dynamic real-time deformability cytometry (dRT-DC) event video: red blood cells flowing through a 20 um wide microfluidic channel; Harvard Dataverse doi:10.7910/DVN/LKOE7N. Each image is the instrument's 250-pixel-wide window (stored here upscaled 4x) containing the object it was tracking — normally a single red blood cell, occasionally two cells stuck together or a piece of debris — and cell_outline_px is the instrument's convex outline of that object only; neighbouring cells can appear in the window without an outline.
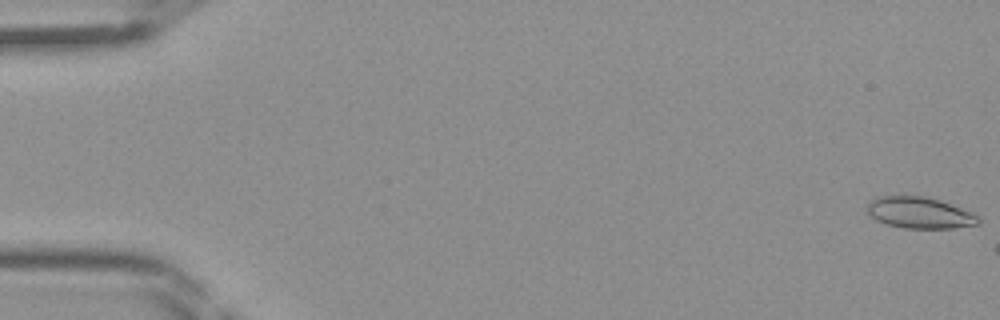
{"species": "Egyptian fruit bat (a non-hibernating species)", "species_latin": "Rousettus aegyptiacus", "temperature_condition": "room temperature", "stored_images_in_passage": 9, "camera_frame_rate_fps": 3000, "um_per_image_px": 0.085, "frame": {"image": 1, "passage_image": 1, "time_ms": 0.0, "image_size_px": [1000, 320], "cell_outline_px": [[980, 224], [952, 228], [904, 228], [888, 224], [876, 220], [868, 212], [868, 204], [876, 196], [904, 192], [924, 196], [940, 200], [972, 212], [980, 216]], "centroid_in_image_um": [78.16, 18.03], "position_along_channel_um": 6.8, "area_um2": 20.92}}